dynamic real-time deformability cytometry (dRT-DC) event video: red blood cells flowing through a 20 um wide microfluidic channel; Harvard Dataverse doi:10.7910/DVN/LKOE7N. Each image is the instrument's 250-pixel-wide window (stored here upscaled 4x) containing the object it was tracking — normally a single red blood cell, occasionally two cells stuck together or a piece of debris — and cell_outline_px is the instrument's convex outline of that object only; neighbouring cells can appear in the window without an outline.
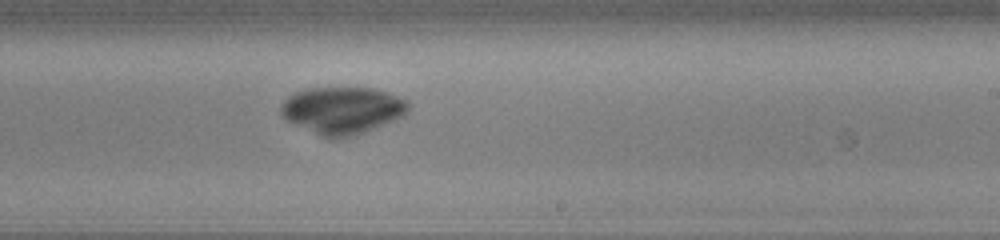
{"species": "common noctule bat (a hibernating species)", "species_latin": "Nyctalus noctula", "temperature_condition": "cold", "stored_images_in_passage": 38, "camera_frame_rate_fps": 3000, "um_per_image_px": 0.085, "animal": {"sex": "male", "body_mass_g": 13.0, "forearm_length_mm": 53.1}, "frame": {"image": 1, "passage_image": 17, "time_ms": 5.333, "image_size_px": [1000, 240], "cell_outline_px": [[408, 108], [400, 116], [392, 120], [364, 132], [336, 140], [324, 136], [288, 120], [280, 112], [280, 104], [292, 92], [308, 88], [372, 88], [388, 92], [408, 100]], "centroid_in_image_um": [29.07, 9.35], "position_along_channel_um": 259.9, "area_um2": 34.39}}
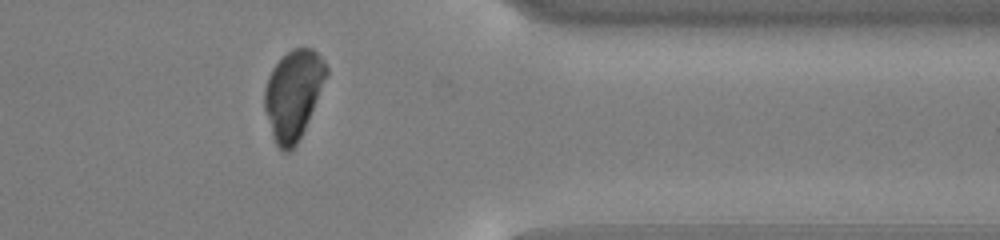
{"frame": {"image": 2, "passage_image": 28, "time_ms": 9.0, "image_size_px": [1000, 240], "cell_outline_px": [[328, 72], [308, 120], [296, 144], [288, 152], [284, 152], [276, 144], [272, 136], [264, 108], [264, 88], [268, 76], [272, 68], [292, 48], [312, 48], [324, 60], [328, 68]], "centroid_in_image_um": [24.91, 8.02], "position_along_channel_um": 386.5, "area_um2": 31.62}}
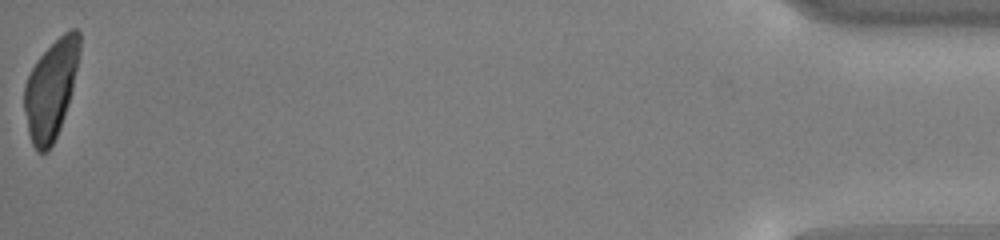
{"frame": {"image": 3, "passage_image": 38, "time_ms": 12.333, "image_size_px": [1000, 240], "cell_outline_px": [[80, 52], [72, 88], [64, 116], [60, 128], [48, 152], [36, 152], [32, 144], [28, 132], [24, 108], [24, 84], [32, 68], [40, 56], [64, 32], [72, 28], [76, 28], [80, 32]], "centroid_in_image_um": [4.32, 7.6], "position_along_channel_um": 430.9, "area_um2": 31.5}}